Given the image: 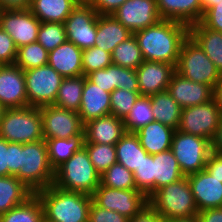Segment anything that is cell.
<instances>
[{"label": "cell", "mask_w": 222, "mask_h": 222, "mask_svg": "<svg viewBox=\"0 0 222 222\" xmlns=\"http://www.w3.org/2000/svg\"><path fill=\"white\" fill-rule=\"evenodd\" d=\"M133 35L145 61L176 66L182 44L189 36V27L177 21L161 19Z\"/></svg>", "instance_id": "1"}, {"label": "cell", "mask_w": 222, "mask_h": 222, "mask_svg": "<svg viewBox=\"0 0 222 222\" xmlns=\"http://www.w3.org/2000/svg\"><path fill=\"white\" fill-rule=\"evenodd\" d=\"M35 194L40 199L44 219L50 222H88L92 196L50 185Z\"/></svg>", "instance_id": "2"}, {"label": "cell", "mask_w": 222, "mask_h": 222, "mask_svg": "<svg viewBox=\"0 0 222 222\" xmlns=\"http://www.w3.org/2000/svg\"><path fill=\"white\" fill-rule=\"evenodd\" d=\"M53 185L67 191L93 195L100 185V174L95 170L85 147L54 170Z\"/></svg>", "instance_id": "3"}, {"label": "cell", "mask_w": 222, "mask_h": 222, "mask_svg": "<svg viewBox=\"0 0 222 222\" xmlns=\"http://www.w3.org/2000/svg\"><path fill=\"white\" fill-rule=\"evenodd\" d=\"M148 203L166 221L197 217L199 212L186 176L155 191Z\"/></svg>", "instance_id": "4"}, {"label": "cell", "mask_w": 222, "mask_h": 222, "mask_svg": "<svg viewBox=\"0 0 222 222\" xmlns=\"http://www.w3.org/2000/svg\"><path fill=\"white\" fill-rule=\"evenodd\" d=\"M0 138L20 144L43 140L40 108H6L0 121Z\"/></svg>", "instance_id": "5"}, {"label": "cell", "mask_w": 222, "mask_h": 222, "mask_svg": "<svg viewBox=\"0 0 222 222\" xmlns=\"http://www.w3.org/2000/svg\"><path fill=\"white\" fill-rule=\"evenodd\" d=\"M16 177L34 193L53 185L54 169L50 166L44 139L22 144L21 165Z\"/></svg>", "instance_id": "6"}, {"label": "cell", "mask_w": 222, "mask_h": 222, "mask_svg": "<svg viewBox=\"0 0 222 222\" xmlns=\"http://www.w3.org/2000/svg\"><path fill=\"white\" fill-rule=\"evenodd\" d=\"M175 71L186 79L212 88L222 77L215 64L190 36L182 44Z\"/></svg>", "instance_id": "7"}, {"label": "cell", "mask_w": 222, "mask_h": 222, "mask_svg": "<svg viewBox=\"0 0 222 222\" xmlns=\"http://www.w3.org/2000/svg\"><path fill=\"white\" fill-rule=\"evenodd\" d=\"M171 150L184 176L205 169L211 153L210 140L192 134L175 130Z\"/></svg>", "instance_id": "8"}, {"label": "cell", "mask_w": 222, "mask_h": 222, "mask_svg": "<svg viewBox=\"0 0 222 222\" xmlns=\"http://www.w3.org/2000/svg\"><path fill=\"white\" fill-rule=\"evenodd\" d=\"M24 77L28 106L41 108L54 104L63 76L47 64L25 70Z\"/></svg>", "instance_id": "9"}, {"label": "cell", "mask_w": 222, "mask_h": 222, "mask_svg": "<svg viewBox=\"0 0 222 222\" xmlns=\"http://www.w3.org/2000/svg\"><path fill=\"white\" fill-rule=\"evenodd\" d=\"M44 140L74 138L84 135V124L77 111L55 105L40 108Z\"/></svg>", "instance_id": "10"}, {"label": "cell", "mask_w": 222, "mask_h": 222, "mask_svg": "<svg viewBox=\"0 0 222 222\" xmlns=\"http://www.w3.org/2000/svg\"><path fill=\"white\" fill-rule=\"evenodd\" d=\"M222 115L214 100L181 110L178 130L212 140Z\"/></svg>", "instance_id": "11"}, {"label": "cell", "mask_w": 222, "mask_h": 222, "mask_svg": "<svg viewBox=\"0 0 222 222\" xmlns=\"http://www.w3.org/2000/svg\"><path fill=\"white\" fill-rule=\"evenodd\" d=\"M93 201L100 207L116 211L131 218L148 203V197L137 189H114L99 185L92 195Z\"/></svg>", "instance_id": "12"}, {"label": "cell", "mask_w": 222, "mask_h": 222, "mask_svg": "<svg viewBox=\"0 0 222 222\" xmlns=\"http://www.w3.org/2000/svg\"><path fill=\"white\" fill-rule=\"evenodd\" d=\"M98 15L88 2L80 1L64 22L67 40L81 50L95 46Z\"/></svg>", "instance_id": "13"}, {"label": "cell", "mask_w": 222, "mask_h": 222, "mask_svg": "<svg viewBox=\"0 0 222 222\" xmlns=\"http://www.w3.org/2000/svg\"><path fill=\"white\" fill-rule=\"evenodd\" d=\"M111 15L132 33L152 26L162 19L156 0H126Z\"/></svg>", "instance_id": "14"}, {"label": "cell", "mask_w": 222, "mask_h": 222, "mask_svg": "<svg viewBox=\"0 0 222 222\" xmlns=\"http://www.w3.org/2000/svg\"><path fill=\"white\" fill-rule=\"evenodd\" d=\"M40 24L30 9L0 11V27L12 37L17 48L37 42Z\"/></svg>", "instance_id": "15"}, {"label": "cell", "mask_w": 222, "mask_h": 222, "mask_svg": "<svg viewBox=\"0 0 222 222\" xmlns=\"http://www.w3.org/2000/svg\"><path fill=\"white\" fill-rule=\"evenodd\" d=\"M0 103L5 108L28 106L24 71L15 64L0 65Z\"/></svg>", "instance_id": "16"}, {"label": "cell", "mask_w": 222, "mask_h": 222, "mask_svg": "<svg viewBox=\"0 0 222 222\" xmlns=\"http://www.w3.org/2000/svg\"><path fill=\"white\" fill-rule=\"evenodd\" d=\"M175 72L172 64L144 60L136 69L140 95L149 97L166 91Z\"/></svg>", "instance_id": "17"}, {"label": "cell", "mask_w": 222, "mask_h": 222, "mask_svg": "<svg viewBox=\"0 0 222 222\" xmlns=\"http://www.w3.org/2000/svg\"><path fill=\"white\" fill-rule=\"evenodd\" d=\"M198 211L222 207V180L205 169L186 176Z\"/></svg>", "instance_id": "18"}, {"label": "cell", "mask_w": 222, "mask_h": 222, "mask_svg": "<svg viewBox=\"0 0 222 222\" xmlns=\"http://www.w3.org/2000/svg\"><path fill=\"white\" fill-rule=\"evenodd\" d=\"M86 78L109 93H112L115 89L139 92L135 69L111 64L104 69L91 72L86 75Z\"/></svg>", "instance_id": "19"}, {"label": "cell", "mask_w": 222, "mask_h": 222, "mask_svg": "<svg viewBox=\"0 0 222 222\" xmlns=\"http://www.w3.org/2000/svg\"><path fill=\"white\" fill-rule=\"evenodd\" d=\"M167 91L182 109L213 100L211 86L186 79L177 72L173 74Z\"/></svg>", "instance_id": "20"}, {"label": "cell", "mask_w": 222, "mask_h": 222, "mask_svg": "<svg viewBox=\"0 0 222 222\" xmlns=\"http://www.w3.org/2000/svg\"><path fill=\"white\" fill-rule=\"evenodd\" d=\"M126 132L122 119L106 115L84 124V143L115 145Z\"/></svg>", "instance_id": "21"}, {"label": "cell", "mask_w": 222, "mask_h": 222, "mask_svg": "<svg viewBox=\"0 0 222 222\" xmlns=\"http://www.w3.org/2000/svg\"><path fill=\"white\" fill-rule=\"evenodd\" d=\"M110 95L111 93L104 91L84 76L82 100L78 111L83 124L99 117L110 115Z\"/></svg>", "instance_id": "22"}, {"label": "cell", "mask_w": 222, "mask_h": 222, "mask_svg": "<svg viewBox=\"0 0 222 222\" xmlns=\"http://www.w3.org/2000/svg\"><path fill=\"white\" fill-rule=\"evenodd\" d=\"M162 19L173 20L188 27L199 23L203 17L202 0H156Z\"/></svg>", "instance_id": "23"}, {"label": "cell", "mask_w": 222, "mask_h": 222, "mask_svg": "<svg viewBox=\"0 0 222 222\" xmlns=\"http://www.w3.org/2000/svg\"><path fill=\"white\" fill-rule=\"evenodd\" d=\"M82 52L83 50L74 43L66 40L54 50L49 51L48 65L64 78L82 76Z\"/></svg>", "instance_id": "24"}, {"label": "cell", "mask_w": 222, "mask_h": 222, "mask_svg": "<svg viewBox=\"0 0 222 222\" xmlns=\"http://www.w3.org/2000/svg\"><path fill=\"white\" fill-rule=\"evenodd\" d=\"M133 33L124 27L112 15H98L95 46L112 53L121 42L126 41Z\"/></svg>", "instance_id": "25"}, {"label": "cell", "mask_w": 222, "mask_h": 222, "mask_svg": "<svg viewBox=\"0 0 222 222\" xmlns=\"http://www.w3.org/2000/svg\"><path fill=\"white\" fill-rule=\"evenodd\" d=\"M174 131L175 129L167 125L153 121L135 133L145 151L150 155H155L171 149Z\"/></svg>", "instance_id": "26"}, {"label": "cell", "mask_w": 222, "mask_h": 222, "mask_svg": "<svg viewBox=\"0 0 222 222\" xmlns=\"http://www.w3.org/2000/svg\"><path fill=\"white\" fill-rule=\"evenodd\" d=\"M189 36L202 48L222 75V33L208 29L199 22L189 26Z\"/></svg>", "instance_id": "27"}, {"label": "cell", "mask_w": 222, "mask_h": 222, "mask_svg": "<svg viewBox=\"0 0 222 222\" xmlns=\"http://www.w3.org/2000/svg\"><path fill=\"white\" fill-rule=\"evenodd\" d=\"M79 0H32L30 10L40 22L64 23Z\"/></svg>", "instance_id": "28"}, {"label": "cell", "mask_w": 222, "mask_h": 222, "mask_svg": "<svg viewBox=\"0 0 222 222\" xmlns=\"http://www.w3.org/2000/svg\"><path fill=\"white\" fill-rule=\"evenodd\" d=\"M154 192L185 177L171 149L153 155Z\"/></svg>", "instance_id": "29"}, {"label": "cell", "mask_w": 222, "mask_h": 222, "mask_svg": "<svg viewBox=\"0 0 222 222\" xmlns=\"http://www.w3.org/2000/svg\"><path fill=\"white\" fill-rule=\"evenodd\" d=\"M149 97L151 99L152 113L155 121L178 130L182 108L172 98L170 93L166 90Z\"/></svg>", "instance_id": "30"}, {"label": "cell", "mask_w": 222, "mask_h": 222, "mask_svg": "<svg viewBox=\"0 0 222 222\" xmlns=\"http://www.w3.org/2000/svg\"><path fill=\"white\" fill-rule=\"evenodd\" d=\"M33 194L16 176L0 177V215L24 203Z\"/></svg>", "instance_id": "31"}, {"label": "cell", "mask_w": 222, "mask_h": 222, "mask_svg": "<svg viewBox=\"0 0 222 222\" xmlns=\"http://www.w3.org/2000/svg\"><path fill=\"white\" fill-rule=\"evenodd\" d=\"M117 162L134 172L148 153L141 146L136 133L126 132L115 144Z\"/></svg>", "instance_id": "32"}, {"label": "cell", "mask_w": 222, "mask_h": 222, "mask_svg": "<svg viewBox=\"0 0 222 222\" xmlns=\"http://www.w3.org/2000/svg\"><path fill=\"white\" fill-rule=\"evenodd\" d=\"M50 166L55 170L67 161L76 151L84 147V135L74 138H52L45 140Z\"/></svg>", "instance_id": "33"}, {"label": "cell", "mask_w": 222, "mask_h": 222, "mask_svg": "<svg viewBox=\"0 0 222 222\" xmlns=\"http://www.w3.org/2000/svg\"><path fill=\"white\" fill-rule=\"evenodd\" d=\"M83 88L84 75L64 78L53 105L78 112L81 105Z\"/></svg>", "instance_id": "34"}, {"label": "cell", "mask_w": 222, "mask_h": 222, "mask_svg": "<svg viewBox=\"0 0 222 222\" xmlns=\"http://www.w3.org/2000/svg\"><path fill=\"white\" fill-rule=\"evenodd\" d=\"M43 219V206L35 193L24 203L0 215V222H42Z\"/></svg>", "instance_id": "35"}, {"label": "cell", "mask_w": 222, "mask_h": 222, "mask_svg": "<svg viewBox=\"0 0 222 222\" xmlns=\"http://www.w3.org/2000/svg\"><path fill=\"white\" fill-rule=\"evenodd\" d=\"M111 56L112 64L135 70L144 61L141 49L134 35L129 37L126 41L119 43L114 48Z\"/></svg>", "instance_id": "36"}, {"label": "cell", "mask_w": 222, "mask_h": 222, "mask_svg": "<svg viewBox=\"0 0 222 222\" xmlns=\"http://www.w3.org/2000/svg\"><path fill=\"white\" fill-rule=\"evenodd\" d=\"M155 121L152 113L151 99L140 95L131 111L123 120L127 132H136L148 123Z\"/></svg>", "instance_id": "37"}, {"label": "cell", "mask_w": 222, "mask_h": 222, "mask_svg": "<svg viewBox=\"0 0 222 222\" xmlns=\"http://www.w3.org/2000/svg\"><path fill=\"white\" fill-rule=\"evenodd\" d=\"M49 52L38 42L17 48L15 65L23 71L48 64Z\"/></svg>", "instance_id": "38"}, {"label": "cell", "mask_w": 222, "mask_h": 222, "mask_svg": "<svg viewBox=\"0 0 222 222\" xmlns=\"http://www.w3.org/2000/svg\"><path fill=\"white\" fill-rule=\"evenodd\" d=\"M100 184L121 190L136 189L133 172L118 162L100 175Z\"/></svg>", "instance_id": "39"}, {"label": "cell", "mask_w": 222, "mask_h": 222, "mask_svg": "<svg viewBox=\"0 0 222 222\" xmlns=\"http://www.w3.org/2000/svg\"><path fill=\"white\" fill-rule=\"evenodd\" d=\"M95 170L101 175L117 163L116 147L109 144L84 143Z\"/></svg>", "instance_id": "40"}, {"label": "cell", "mask_w": 222, "mask_h": 222, "mask_svg": "<svg viewBox=\"0 0 222 222\" xmlns=\"http://www.w3.org/2000/svg\"><path fill=\"white\" fill-rule=\"evenodd\" d=\"M67 40L64 23L41 22L37 42L48 52Z\"/></svg>", "instance_id": "41"}, {"label": "cell", "mask_w": 222, "mask_h": 222, "mask_svg": "<svg viewBox=\"0 0 222 222\" xmlns=\"http://www.w3.org/2000/svg\"><path fill=\"white\" fill-rule=\"evenodd\" d=\"M139 96V92H132L126 89H115L110 95V114L124 120Z\"/></svg>", "instance_id": "42"}, {"label": "cell", "mask_w": 222, "mask_h": 222, "mask_svg": "<svg viewBox=\"0 0 222 222\" xmlns=\"http://www.w3.org/2000/svg\"><path fill=\"white\" fill-rule=\"evenodd\" d=\"M136 189L148 198L154 193L153 155L147 154L133 172Z\"/></svg>", "instance_id": "43"}, {"label": "cell", "mask_w": 222, "mask_h": 222, "mask_svg": "<svg viewBox=\"0 0 222 222\" xmlns=\"http://www.w3.org/2000/svg\"><path fill=\"white\" fill-rule=\"evenodd\" d=\"M83 75L86 76L95 70H100L112 64L111 53L96 46L84 49L82 52Z\"/></svg>", "instance_id": "44"}, {"label": "cell", "mask_w": 222, "mask_h": 222, "mask_svg": "<svg viewBox=\"0 0 222 222\" xmlns=\"http://www.w3.org/2000/svg\"><path fill=\"white\" fill-rule=\"evenodd\" d=\"M120 213L98 206L93 200L89 209L88 222H128Z\"/></svg>", "instance_id": "45"}, {"label": "cell", "mask_w": 222, "mask_h": 222, "mask_svg": "<svg viewBox=\"0 0 222 222\" xmlns=\"http://www.w3.org/2000/svg\"><path fill=\"white\" fill-rule=\"evenodd\" d=\"M17 47L12 37L0 27V65L15 63Z\"/></svg>", "instance_id": "46"}, {"label": "cell", "mask_w": 222, "mask_h": 222, "mask_svg": "<svg viewBox=\"0 0 222 222\" xmlns=\"http://www.w3.org/2000/svg\"><path fill=\"white\" fill-rule=\"evenodd\" d=\"M200 23L208 29L222 33V0L203 14Z\"/></svg>", "instance_id": "47"}, {"label": "cell", "mask_w": 222, "mask_h": 222, "mask_svg": "<svg viewBox=\"0 0 222 222\" xmlns=\"http://www.w3.org/2000/svg\"><path fill=\"white\" fill-rule=\"evenodd\" d=\"M22 159V144L9 142L8 176H16L20 170Z\"/></svg>", "instance_id": "48"}, {"label": "cell", "mask_w": 222, "mask_h": 222, "mask_svg": "<svg viewBox=\"0 0 222 222\" xmlns=\"http://www.w3.org/2000/svg\"><path fill=\"white\" fill-rule=\"evenodd\" d=\"M126 0H88L99 15H111Z\"/></svg>", "instance_id": "49"}, {"label": "cell", "mask_w": 222, "mask_h": 222, "mask_svg": "<svg viewBox=\"0 0 222 222\" xmlns=\"http://www.w3.org/2000/svg\"><path fill=\"white\" fill-rule=\"evenodd\" d=\"M128 222H166V220L150 205L145 206Z\"/></svg>", "instance_id": "50"}, {"label": "cell", "mask_w": 222, "mask_h": 222, "mask_svg": "<svg viewBox=\"0 0 222 222\" xmlns=\"http://www.w3.org/2000/svg\"><path fill=\"white\" fill-rule=\"evenodd\" d=\"M205 170L213 177L222 180V154L211 152L208 156Z\"/></svg>", "instance_id": "51"}, {"label": "cell", "mask_w": 222, "mask_h": 222, "mask_svg": "<svg viewBox=\"0 0 222 222\" xmlns=\"http://www.w3.org/2000/svg\"><path fill=\"white\" fill-rule=\"evenodd\" d=\"M9 142L0 138V177L8 176Z\"/></svg>", "instance_id": "52"}, {"label": "cell", "mask_w": 222, "mask_h": 222, "mask_svg": "<svg viewBox=\"0 0 222 222\" xmlns=\"http://www.w3.org/2000/svg\"><path fill=\"white\" fill-rule=\"evenodd\" d=\"M32 0H0V11L28 10Z\"/></svg>", "instance_id": "53"}, {"label": "cell", "mask_w": 222, "mask_h": 222, "mask_svg": "<svg viewBox=\"0 0 222 222\" xmlns=\"http://www.w3.org/2000/svg\"><path fill=\"white\" fill-rule=\"evenodd\" d=\"M197 218L199 222H222V207L201 210Z\"/></svg>", "instance_id": "54"}, {"label": "cell", "mask_w": 222, "mask_h": 222, "mask_svg": "<svg viewBox=\"0 0 222 222\" xmlns=\"http://www.w3.org/2000/svg\"><path fill=\"white\" fill-rule=\"evenodd\" d=\"M211 142V152L216 154H222V117L220 119L219 126L212 138Z\"/></svg>", "instance_id": "55"}, {"label": "cell", "mask_w": 222, "mask_h": 222, "mask_svg": "<svg viewBox=\"0 0 222 222\" xmlns=\"http://www.w3.org/2000/svg\"><path fill=\"white\" fill-rule=\"evenodd\" d=\"M213 100L215 101L222 115V77L221 80L213 88Z\"/></svg>", "instance_id": "56"}, {"label": "cell", "mask_w": 222, "mask_h": 222, "mask_svg": "<svg viewBox=\"0 0 222 222\" xmlns=\"http://www.w3.org/2000/svg\"><path fill=\"white\" fill-rule=\"evenodd\" d=\"M221 0H202V7H203V14L213 6L216 5L217 2H220Z\"/></svg>", "instance_id": "57"}, {"label": "cell", "mask_w": 222, "mask_h": 222, "mask_svg": "<svg viewBox=\"0 0 222 222\" xmlns=\"http://www.w3.org/2000/svg\"><path fill=\"white\" fill-rule=\"evenodd\" d=\"M166 222H199L197 217H191V218H183V219H173Z\"/></svg>", "instance_id": "58"}, {"label": "cell", "mask_w": 222, "mask_h": 222, "mask_svg": "<svg viewBox=\"0 0 222 222\" xmlns=\"http://www.w3.org/2000/svg\"><path fill=\"white\" fill-rule=\"evenodd\" d=\"M6 108L0 103V121L3 118V114L5 112Z\"/></svg>", "instance_id": "59"}, {"label": "cell", "mask_w": 222, "mask_h": 222, "mask_svg": "<svg viewBox=\"0 0 222 222\" xmlns=\"http://www.w3.org/2000/svg\"><path fill=\"white\" fill-rule=\"evenodd\" d=\"M42 222H50V221H48V220H46V219H43V221Z\"/></svg>", "instance_id": "60"}]
</instances>
